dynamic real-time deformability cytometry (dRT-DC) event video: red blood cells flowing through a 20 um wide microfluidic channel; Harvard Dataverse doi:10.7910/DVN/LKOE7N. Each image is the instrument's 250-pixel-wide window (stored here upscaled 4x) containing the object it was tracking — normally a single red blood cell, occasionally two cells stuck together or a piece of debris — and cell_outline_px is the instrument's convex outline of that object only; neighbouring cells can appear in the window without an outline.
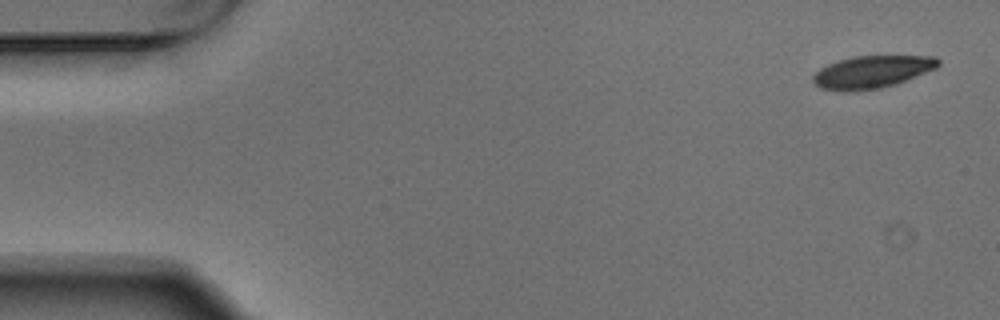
{"species": "Egyptian fruit bat (a non-hibernating species)", "species_latin": "Rousettus aegyptiacus", "temperature_condition": "warm", "stored_images_in_passage": 6, "segment_of_instrument_passage": [2, 2], "camera_frame_rate_fps": 3000, "um_per_image_px": 0.085, "animal": {"sex": "male"}, "frame": {"image": 1, "passage_image": 6, "time_ms": 1.667, "image_size_px": [1000, 320], "cell_outline_px": [[940, 64], [936, 68], [896, 84], [880, 88], [856, 92], [840, 92], [820, 88], [812, 80], [812, 76], [820, 68], [828, 64], [852, 56], [936, 56], [940, 60]], "centroid_in_image_um": [74.1, 6.13], "position_along_channel_um": 10.9, "area_um2": 23.87}}